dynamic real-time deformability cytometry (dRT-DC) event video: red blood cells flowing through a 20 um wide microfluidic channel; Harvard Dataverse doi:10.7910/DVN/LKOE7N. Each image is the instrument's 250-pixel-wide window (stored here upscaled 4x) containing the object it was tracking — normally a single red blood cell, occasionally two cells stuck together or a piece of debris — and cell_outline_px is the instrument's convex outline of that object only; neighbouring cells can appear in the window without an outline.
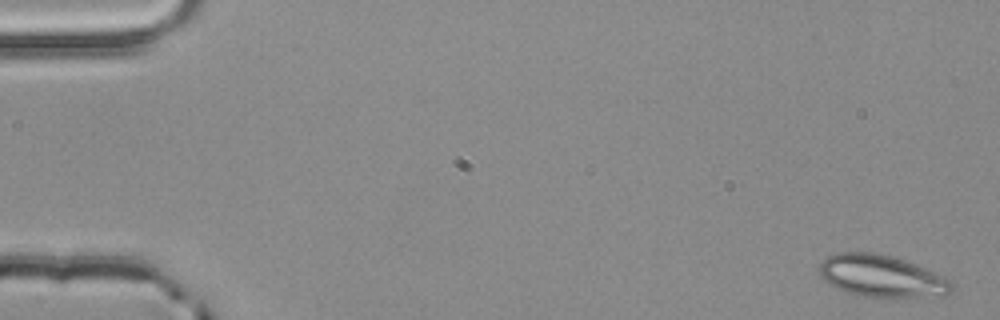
{"species": "common noctule bat (a hibernating species)", "species_latin": "Nyctalus noctula", "temperature_condition": "room temperature", "stored_images_in_passage": 4, "camera_frame_rate_fps": 3000, "um_per_image_px": 0.085, "animal": {"sex": "male", "body_mass_g": 20.4}, "frame": {"image": 1, "passage_image": 1, "time_ms": 0.0, "image_size_px": [1000, 320], "cell_outline_px": [[952, 292], [944, 296], [864, 296], [844, 292], [828, 284], [820, 276], [820, 264], [824, 256], [836, 252], [876, 252], [904, 260], [944, 276], [952, 284]], "centroid_in_image_um": [74.87, 23.45], "position_along_channel_um": 10.1, "area_um2": 32.25}}